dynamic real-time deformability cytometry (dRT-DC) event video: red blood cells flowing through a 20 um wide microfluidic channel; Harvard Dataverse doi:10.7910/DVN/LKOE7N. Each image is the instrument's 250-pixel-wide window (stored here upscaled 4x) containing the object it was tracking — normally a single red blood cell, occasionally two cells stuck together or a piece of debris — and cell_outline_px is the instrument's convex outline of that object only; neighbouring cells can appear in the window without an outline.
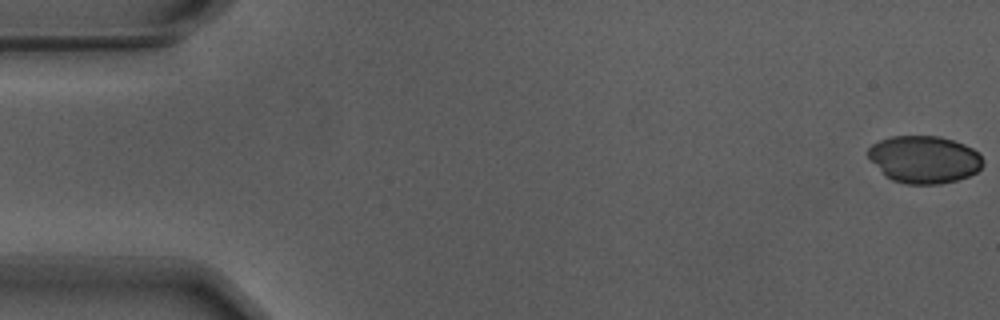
{"species": "Egyptian fruit bat (a non-hibernating species)", "species_latin": "Rousettus aegyptiacus", "temperature_condition": "warm", "stored_images_in_passage": 56, "camera_frame_rate_fps": 3000, "um_per_image_px": 0.085, "animal": {"sex": "male"}, "frame": {"image": 1, "passage_image": 1, "time_ms": 0.0, "image_size_px": [1000, 320], "cell_outline_px": [[984, 164], [976, 172], [968, 176], [956, 180], [940, 184], [908, 184], [892, 180], [868, 156], [868, 148], [872, 144], [880, 140], [892, 136], [940, 136], [964, 144], [980, 152]], "centroid_in_image_um": [78.6, 13.54], "position_along_channel_um": 6.4, "area_um2": 31.44}}
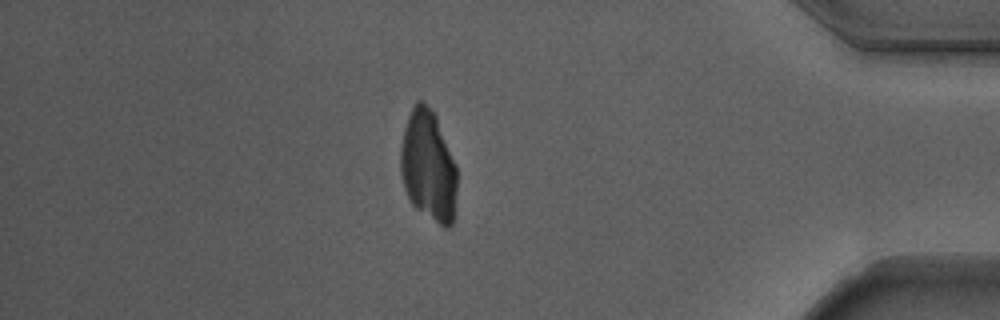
{"frame": {"image": 2, "passage_image": 48, "time_ms": 15.667, "image_size_px": [1000, 320], "cell_outline_px": [[456, 192], [452, 224], [448, 228], [444, 228], [416, 208], [412, 204], [404, 188], [400, 172], [400, 148], [404, 128], [408, 116], [416, 100], [420, 100], [436, 116], [456, 164]], "centroid_in_image_um": [36.39, 14.12], "position_along_channel_um": 398.8, "area_um2": 36.36}}
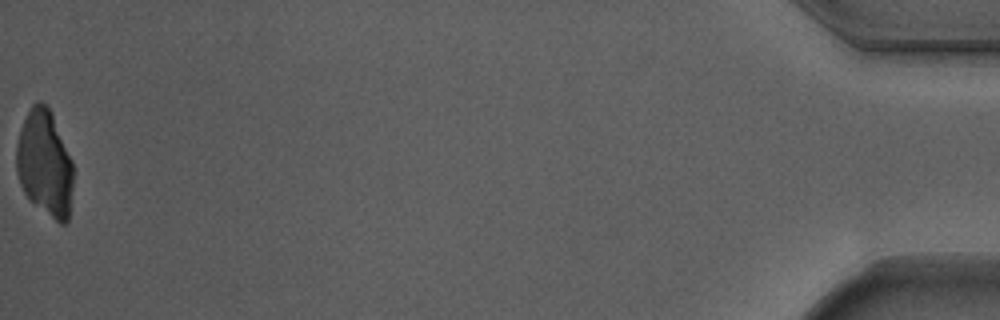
{"frame": {"image": 3, "passage_image": 56, "time_ms": 18.333, "image_size_px": [1000, 320], "cell_outline_px": [[72, 188], [68, 220], [64, 224], [60, 224], [28, 200], [20, 184], [16, 168], [16, 144], [20, 128], [32, 104], [36, 100], [40, 100], [52, 112], [72, 160]], "centroid_in_image_um": [3.79, 13.89], "position_along_channel_um": 431.4, "area_um2": 35.32}}